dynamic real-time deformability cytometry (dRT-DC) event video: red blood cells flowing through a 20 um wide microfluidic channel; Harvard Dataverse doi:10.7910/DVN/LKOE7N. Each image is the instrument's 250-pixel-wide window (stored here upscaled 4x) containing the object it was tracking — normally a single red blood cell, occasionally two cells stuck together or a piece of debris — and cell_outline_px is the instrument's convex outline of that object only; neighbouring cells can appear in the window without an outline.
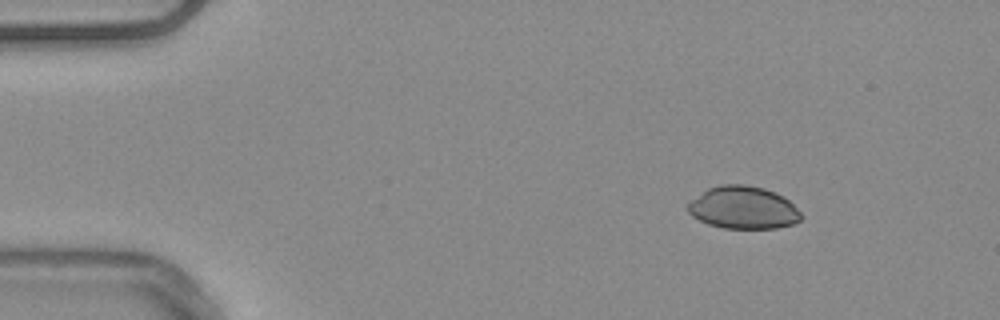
{"species": "common noctule bat (a hibernating species)", "species_latin": "Nyctalus noctula", "temperature_condition": "warm", "stored_images_in_passage": 30, "camera_frame_rate_fps": 3000, "um_per_image_px": 0.085, "animal": {"sex": "male", "body_mass_g": 20.4}, "frame": {"image": 1, "passage_image": 1, "time_ms": 0.0, "image_size_px": [1000, 320], "cell_outline_px": [[804, 216], [800, 220], [792, 224], [776, 228], [724, 228], [708, 224], [692, 216], [688, 212], [688, 204], [692, 200], [708, 188], [720, 184], [744, 184], [764, 188], [776, 192], [784, 196]], "centroid_in_image_um": [63.19, 17.64], "position_along_channel_um": 21.8, "area_um2": 28.03}}
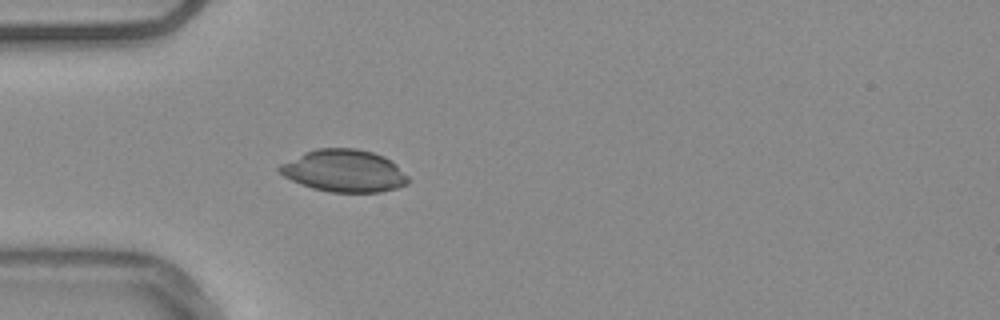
{"frame": {"image": 2, "passage_image": 10, "time_ms": 3.0, "image_size_px": [1000, 320], "cell_outline_px": [[408, 184], [396, 188], [380, 192], [328, 192], [312, 188], [300, 184], [284, 176], [276, 168], [280, 164], [304, 152], [316, 148], [356, 148], [372, 152], [384, 156], [396, 164], [408, 176]], "centroid_in_image_um": [29.24, 14.52], "position_along_channel_um": 55.8, "area_um2": 31.79}}
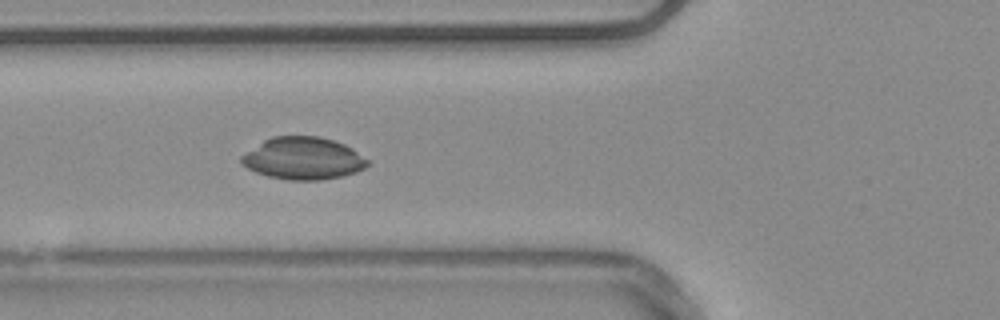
{"frame": {"image": 3, "passage_image": 14, "time_ms": 4.333, "image_size_px": [1000, 320], "cell_outline_px": [[368, 164], [364, 168], [356, 172], [340, 176], [320, 180], [288, 180], [268, 176], [256, 172], [240, 164], [240, 156], [264, 140], [272, 136], [320, 136], [344, 144], [352, 148], [368, 160]], "centroid_in_image_um": [25.74, 13.46], "position_along_channel_um": 100.1, "area_um2": 30.98}}